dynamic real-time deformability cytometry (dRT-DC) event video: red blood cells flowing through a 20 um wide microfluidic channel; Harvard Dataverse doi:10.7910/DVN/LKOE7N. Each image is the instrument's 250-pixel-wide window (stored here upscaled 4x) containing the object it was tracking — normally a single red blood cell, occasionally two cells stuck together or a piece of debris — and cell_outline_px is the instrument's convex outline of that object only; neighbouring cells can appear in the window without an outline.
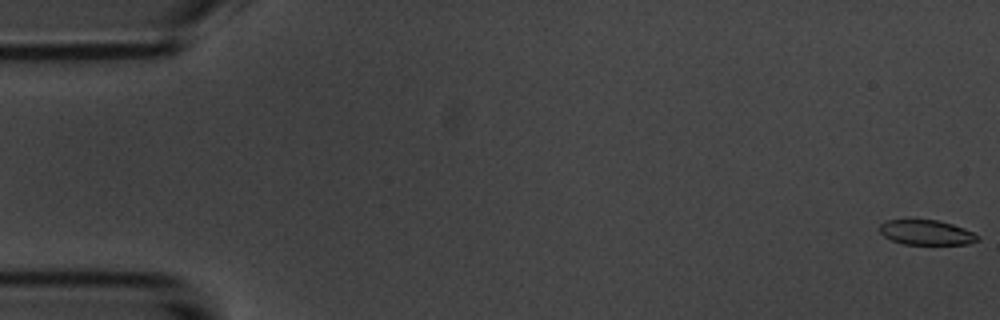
{"species": "common noctule bat (a hibernating species)", "species_latin": "Nyctalus noctula", "temperature_condition": "room temperature", "stored_images_in_passage": 55, "camera_frame_rate_fps": 3000, "um_per_image_px": 0.085, "animal": {"sex": "male", "body_mass_g": 20.1, "forearm_length_mm": 53.5}, "frame": {"image": 1, "passage_image": 1, "time_ms": 0.0, "image_size_px": [1000, 320], "cell_outline_px": [[980, 240], [968, 244], [904, 244], [892, 240], [884, 236], [880, 232], [880, 224], [888, 220], [936, 220], [952, 224], [964, 228], [980, 236]], "centroid_in_image_um": [78.77, 19.77], "position_along_channel_um": 6.2, "area_um2": 14.1}}
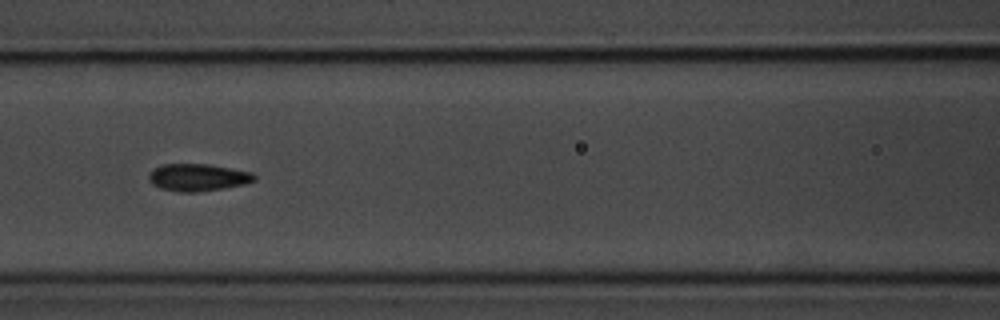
{"frame": {"image": 2, "passage_image": 24, "time_ms": 7.667, "image_size_px": [1000, 320], "cell_outline_px": [[256, 180], [244, 184], [224, 188], [200, 192], [180, 192], [160, 188], [152, 184], [148, 180], [148, 176], [152, 168], [160, 164], [212, 164], [252, 172], [256, 176]], "centroid_in_image_um": [16.8, 15.07], "position_along_channel_um": 149.8, "area_um2": 17.05}}
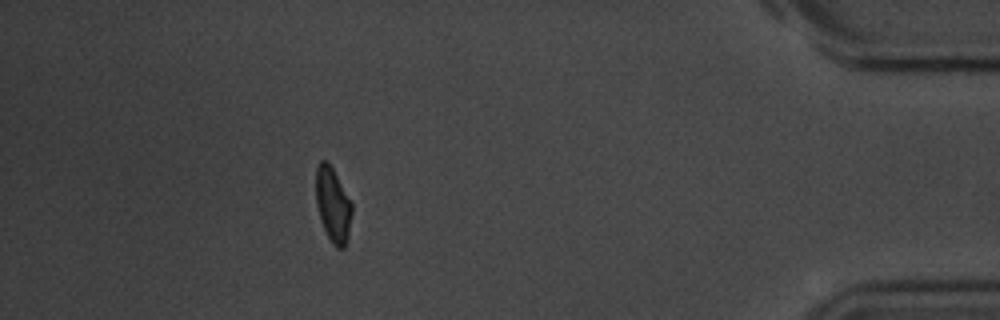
{"frame": {"image": 3, "passage_image": 49, "time_ms": 16.0, "image_size_px": [1000, 320], "cell_outline_px": [[352, 212], [348, 236], [344, 248], [336, 248], [332, 244], [320, 220], [316, 204], [316, 168], [320, 160], [324, 160], [332, 168], [352, 204]], "centroid_in_image_um": [28.28, 17.44], "position_along_channel_um": 406.9, "area_um2": 15.43}, "authors_computed_cell_mechanics": {"area_um2": 16.0106, "velocity_mm_per_s": 3.7098, "shape_relaxation_time_tau1_ms": 3.1585, "shape_relaxation_time_tau2_ms": 1.7018, "deformation_change_tau1": 0.1153, "deformation_change_tau2": 0.0713}}